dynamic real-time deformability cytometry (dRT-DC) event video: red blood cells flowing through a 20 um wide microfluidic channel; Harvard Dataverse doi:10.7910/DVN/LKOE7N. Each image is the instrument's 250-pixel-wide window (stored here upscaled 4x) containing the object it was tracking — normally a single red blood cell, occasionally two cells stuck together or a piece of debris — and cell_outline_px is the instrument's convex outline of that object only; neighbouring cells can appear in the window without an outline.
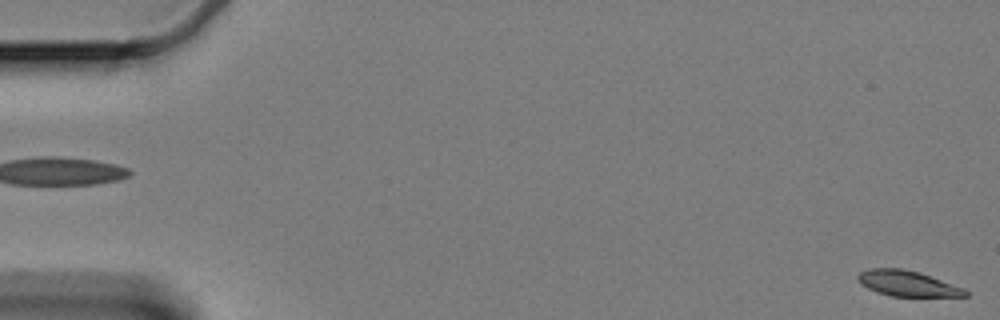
{"species": "Egyptian fruit bat (a non-hibernating species)", "species_latin": "Rousettus aegyptiacus", "temperature_condition": "cold", "stored_images_in_passage": 61, "camera_frame_rate_fps": 3000, "um_per_image_px": 0.085, "animal": {"sex": "female"}, "frame": {"image": 1, "passage_image": 1, "time_ms": 0.0, "image_size_px": [1000, 320], "cell_outline_px": [[968, 296], [888, 296], [876, 292], [860, 284], [856, 276], [860, 272], [868, 268], [900, 268], [920, 272], [964, 288], [968, 292]], "centroid_in_image_um": [77.1, 24.09], "position_along_channel_um": 7.9, "area_um2": 16.07}}
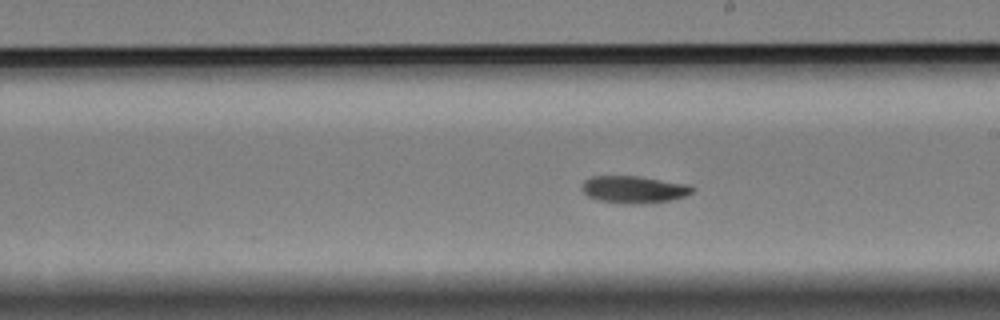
{"frame": {"image": 2, "passage_image": 35, "time_ms": 11.333, "image_size_px": [1000, 320], "cell_outline_px": [[696, 188], [692, 192], [684, 196], [672, 200], [640, 204], [624, 204], [600, 200], [588, 196], [584, 192], [584, 180], [592, 176], [640, 176], [692, 184]], "centroid_in_image_um": [53.96, 16.1], "position_along_channel_um": 235.0, "area_um2": 17.63}}
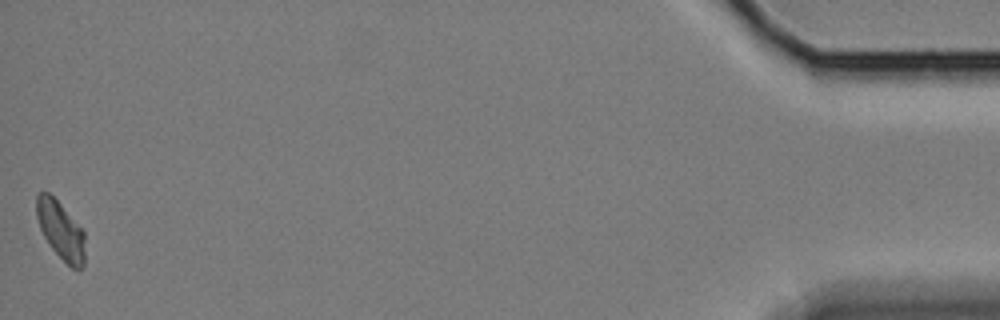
{"frame": {"image": 3, "passage_image": 61, "time_ms": 20.0, "image_size_px": [1000, 320], "cell_outline_px": [[84, 264], [80, 268], [72, 268], [52, 248], [44, 236], [40, 228], [36, 216], [36, 196], [40, 192], [48, 192], [60, 204], [84, 232]], "centroid_in_image_um": [5.14, 19.56], "position_along_channel_um": 430.1, "area_um2": 15.9}, "authors_computed_cell_mechanics": {"area_um2": 17.2822, "velocity_mm_per_s": 3.2896, "shape_relaxation_time_tau1_ms": 3.7573, "shape_relaxation_time_tau2_ms": null, "deformation_change_tau1": 0.1065, "deformation_change_tau2": null}}